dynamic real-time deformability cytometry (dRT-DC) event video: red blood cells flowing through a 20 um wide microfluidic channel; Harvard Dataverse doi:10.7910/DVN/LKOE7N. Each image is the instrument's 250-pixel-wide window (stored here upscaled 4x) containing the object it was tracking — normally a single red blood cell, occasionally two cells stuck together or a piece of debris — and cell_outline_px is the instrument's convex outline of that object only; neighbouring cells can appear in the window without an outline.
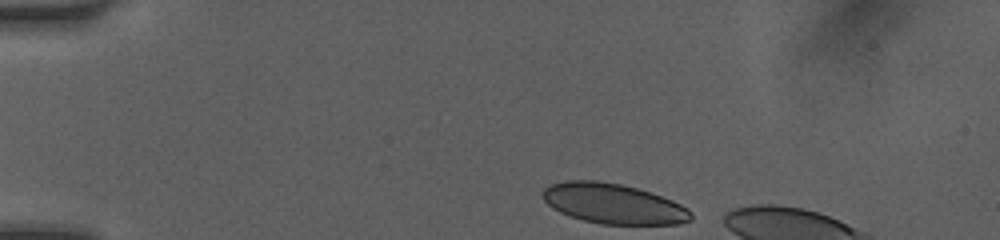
{"species": "human", "species_latin": "Homo sapiens", "temperature_condition": "room temperature", "stored_images_in_passage": 7, "camera_frame_rate_fps": 3000, "um_per_image_px": 0.085, "donor": {"sex": "female"}, "frame": {"image": 1, "passage_image": 1, "time_ms": 0.0, "image_size_px": [1000, 240], "cell_outline_px": [[692, 220], [680, 224], [600, 224], [584, 220], [560, 212], [552, 208], [544, 200], [544, 188], [552, 184], [568, 180], [596, 180], [620, 184], [652, 192], [672, 200], [688, 208], [692, 212]], "centroid_in_image_um": [52.17, 17.31], "position_along_channel_um": 32.8, "area_um2": 34.56}}